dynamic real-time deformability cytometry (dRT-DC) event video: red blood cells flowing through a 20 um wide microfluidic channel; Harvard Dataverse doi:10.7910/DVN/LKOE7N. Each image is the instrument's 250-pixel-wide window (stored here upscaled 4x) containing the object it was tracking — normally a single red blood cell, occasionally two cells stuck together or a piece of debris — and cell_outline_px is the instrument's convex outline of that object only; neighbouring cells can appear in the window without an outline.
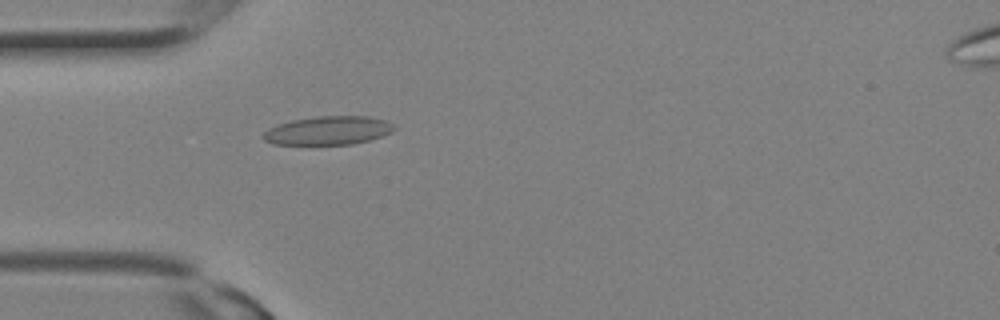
{"species": "Egyptian fruit bat (a non-hibernating species)", "species_latin": "Rousettus aegyptiacus", "temperature_condition": "room temperature", "stored_images_in_passage": 5, "camera_frame_rate_fps": 3000, "um_per_image_px": 0.085, "animal": {"sex": "female"}, "frame": {"image": 1, "passage_image": 3, "time_ms": 0.667, "image_size_px": [1000, 320], "cell_outline_px": [[396, 128], [392, 132], [384, 136], [352, 144], [272, 144], [264, 140], [260, 136], [268, 128], [292, 120], [320, 116], [368, 116], [384, 120], [392, 124]], "centroid_in_image_um": [27.89, 11.09], "position_along_channel_um": 57.1, "area_um2": 21.73}}
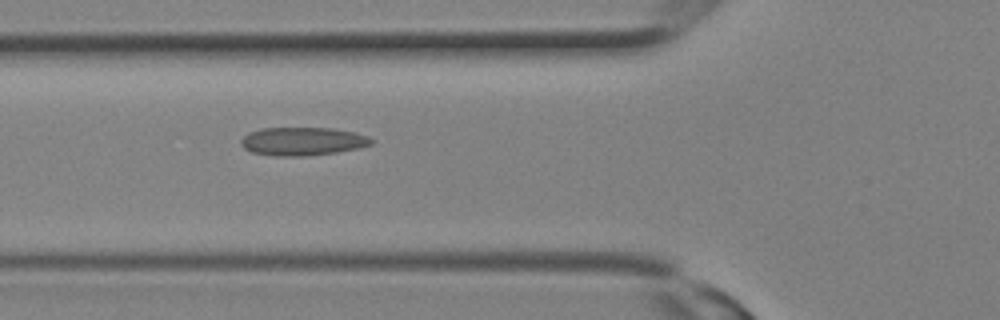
{"frame": {"image": 2, "passage_image": 5, "time_ms": 1.333, "image_size_px": [1000, 320], "cell_outline_px": [[376, 140], [372, 144], [360, 148], [336, 152], [304, 156], [276, 156], [252, 152], [244, 148], [240, 144], [240, 140], [248, 132], [260, 128], [336, 128], [356, 132], [368, 136]], "centroid_in_image_um": [25.75, 12.0], "position_along_channel_um": 100.0, "area_um2": 21.73}}